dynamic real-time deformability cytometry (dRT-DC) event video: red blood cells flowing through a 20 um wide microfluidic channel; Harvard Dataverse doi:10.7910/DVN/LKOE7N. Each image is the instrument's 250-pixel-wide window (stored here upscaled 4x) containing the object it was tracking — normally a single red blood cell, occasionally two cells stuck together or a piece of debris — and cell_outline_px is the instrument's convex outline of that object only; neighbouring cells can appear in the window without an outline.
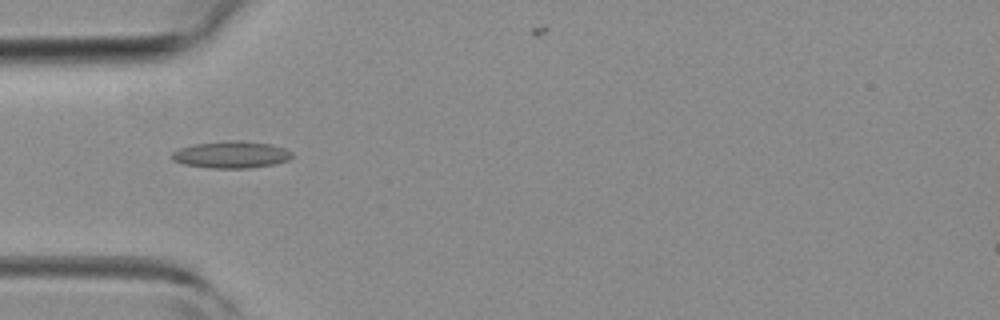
{"species": "common noctule bat (a hibernating species)", "species_latin": "Nyctalus noctula", "temperature_condition": "room temperature", "stored_images_in_passage": 43, "camera_frame_rate_fps": 3000, "um_per_image_px": 0.085, "animal": {"sex": "female", "body_mass_g": 19.3, "forearm_length_mm": 54.1}, "frame": {"image": 1, "passage_image": 13, "time_ms": 4.0, "image_size_px": [1000, 320], "cell_outline_px": [[292, 156], [288, 160], [272, 164], [248, 168], [212, 168], [184, 164], [172, 160], [172, 152], [180, 148], [196, 144], [232, 140], [236, 140], [272, 144], [284, 148], [292, 152]], "centroid_in_image_um": [19.66, 13.14], "position_along_channel_um": 65.3, "area_um2": 18.61}}
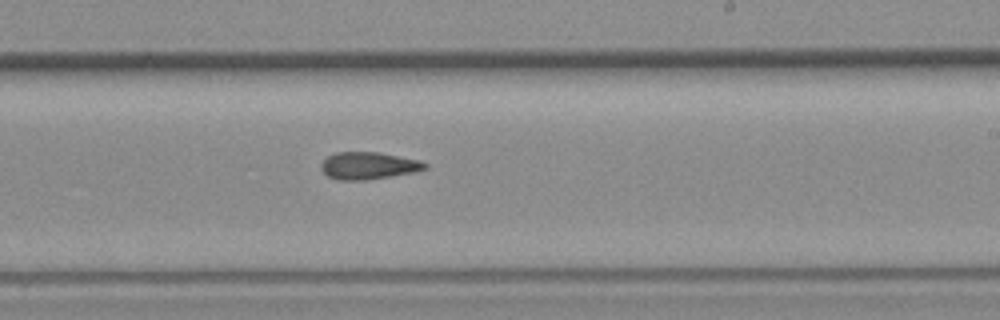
{"frame": {"image": 2, "passage_image": 25, "time_ms": 8.0, "image_size_px": [1000, 320], "cell_outline_px": [[428, 168], [412, 172], [364, 180], [336, 180], [328, 176], [320, 168], [320, 164], [328, 156], [336, 152], [376, 152], [420, 160], [428, 164]], "centroid_in_image_um": [31.29, 14.08], "position_along_channel_um": 257.7, "area_um2": 16.3}}
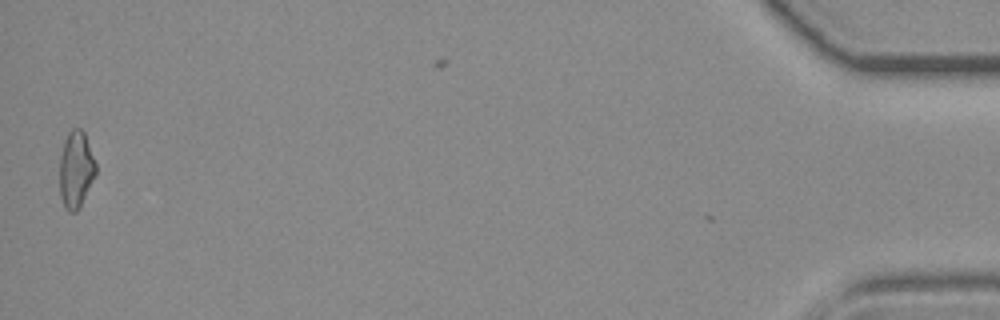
{"frame": {"image": 3, "passage_image": 42, "time_ms": 13.667, "image_size_px": [1000, 320], "cell_outline_px": [[96, 176], [80, 208], [76, 212], [68, 212], [64, 208], [60, 196], [60, 156], [64, 140], [68, 132], [72, 128], [80, 128], [84, 132], [96, 164]], "centroid_in_image_um": [6.46, 14.45], "position_along_channel_um": 428.7, "area_um2": 16.47}}